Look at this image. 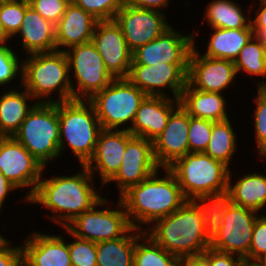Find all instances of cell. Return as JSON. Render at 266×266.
<instances>
[{"instance_id": "52a82bcc", "label": "cell", "mask_w": 266, "mask_h": 266, "mask_svg": "<svg viewBox=\"0 0 266 266\" xmlns=\"http://www.w3.org/2000/svg\"><path fill=\"white\" fill-rule=\"evenodd\" d=\"M58 118L60 156L70 149L79 165H86L94 155L102 130L93 105L88 100L58 102Z\"/></svg>"}, {"instance_id": "60d3db41", "label": "cell", "mask_w": 266, "mask_h": 266, "mask_svg": "<svg viewBox=\"0 0 266 266\" xmlns=\"http://www.w3.org/2000/svg\"><path fill=\"white\" fill-rule=\"evenodd\" d=\"M266 254V212L259 215L253 227L249 258L259 259Z\"/></svg>"}, {"instance_id": "f6af8a7d", "label": "cell", "mask_w": 266, "mask_h": 266, "mask_svg": "<svg viewBox=\"0 0 266 266\" xmlns=\"http://www.w3.org/2000/svg\"><path fill=\"white\" fill-rule=\"evenodd\" d=\"M171 0H123L124 5L140 8L150 9L164 12L163 10L169 9Z\"/></svg>"}, {"instance_id": "484cf974", "label": "cell", "mask_w": 266, "mask_h": 266, "mask_svg": "<svg viewBox=\"0 0 266 266\" xmlns=\"http://www.w3.org/2000/svg\"><path fill=\"white\" fill-rule=\"evenodd\" d=\"M226 94L199 91L188 83L180 95V106L191 116L220 122L230 119Z\"/></svg>"}, {"instance_id": "7402d4cb", "label": "cell", "mask_w": 266, "mask_h": 266, "mask_svg": "<svg viewBox=\"0 0 266 266\" xmlns=\"http://www.w3.org/2000/svg\"><path fill=\"white\" fill-rule=\"evenodd\" d=\"M178 99L147 95L138 108L129 132L136 137L155 140L165 129Z\"/></svg>"}, {"instance_id": "7dc6e473", "label": "cell", "mask_w": 266, "mask_h": 266, "mask_svg": "<svg viewBox=\"0 0 266 266\" xmlns=\"http://www.w3.org/2000/svg\"><path fill=\"white\" fill-rule=\"evenodd\" d=\"M179 266H210V263L203 255L187 256L179 259Z\"/></svg>"}, {"instance_id": "ee69618b", "label": "cell", "mask_w": 266, "mask_h": 266, "mask_svg": "<svg viewBox=\"0 0 266 266\" xmlns=\"http://www.w3.org/2000/svg\"><path fill=\"white\" fill-rule=\"evenodd\" d=\"M210 263V266H243V258L207 248L202 254Z\"/></svg>"}, {"instance_id": "f35d334b", "label": "cell", "mask_w": 266, "mask_h": 266, "mask_svg": "<svg viewBox=\"0 0 266 266\" xmlns=\"http://www.w3.org/2000/svg\"><path fill=\"white\" fill-rule=\"evenodd\" d=\"M213 121L189 115V152H204L210 141Z\"/></svg>"}, {"instance_id": "277c9868", "label": "cell", "mask_w": 266, "mask_h": 266, "mask_svg": "<svg viewBox=\"0 0 266 266\" xmlns=\"http://www.w3.org/2000/svg\"><path fill=\"white\" fill-rule=\"evenodd\" d=\"M22 86L38 103L73 100L69 63L65 52L56 50L23 57Z\"/></svg>"}, {"instance_id": "1f68e13d", "label": "cell", "mask_w": 266, "mask_h": 266, "mask_svg": "<svg viewBox=\"0 0 266 266\" xmlns=\"http://www.w3.org/2000/svg\"><path fill=\"white\" fill-rule=\"evenodd\" d=\"M236 72L250 77H262L264 80L255 81L256 88H266V46L258 42L253 36L240 50L234 61ZM241 72V73H240Z\"/></svg>"}, {"instance_id": "b9f144b4", "label": "cell", "mask_w": 266, "mask_h": 266, "mask_svg": "<svg viewBox=\"0 0 266 266\" xmlns=\"http://www.w3.org/2000/svg\"><path fill=\"white\" fill-rule=\"evenodd\" d=\"M5 235L0 239V266H21V245H15Z\"/></svg>"}, {"instance_id": "ac0fdd59", "label": "cell", "mask_w": 266, "mask_h": 266, "mask_svg": "<svg viewBox=\"0 0 266 266\" xmlns=\"http://www.w3.org/2000/svg\"><path fill=\"white\" fill-rule=\"evenodd\" d=\"M91 42L114 78L128 77L132 51L128 48L121 27L115 20L98 21Z\"/></svg>"}, {"instance_id": "7a4b0ae2", "label": "cell", "mask_w": 266, "mask_h": 266, "mask_svg": "<svg viewBox=\"0 0 266 266\" xmlns=\"http://www.w3.org/2000/svg\"><path fill=\"white\" fill-rule=\"evenodd\" d=\"M144 232L179 259L202 255L211 244V202L187 200Z\"/></svg>"}, {"instance_id": "5b68a950", "label": "cell", "mask_w": 266, "mask_h": 266, "mask_svg": "<svg viewBox=\"0 0 266 266\" xmlns=\"http://www.w3.org/2000/svg\"><path fill=\"white\" fill-rule=\"evenodd\" d=\"M168 169L187 200L211 202L226 197L230 169L204 152H189Z\"/></svg>"}, {"instance_id": "d4e9b609", "label": "cell", "mask_w": 266, "mask_h": 266, "mask_svg": "<svg viewBox=\"0 0 266 266\" xmlns=\"http://www.w3.org/2000/svg\"><path fill=\"white\" fill-rule=\"evenodd\" d=\"M18 84L19 87L15 89H5V91L1 89L0 137H13L20 129L28 113L38 103L22 86V82Z\"/></svg>"}, {"instance_id": "ab89813d", "label": "cell", "mask_w": 266, "mask_h": 266, "mask_svg": "<svg viewBox=\"0 0 266 266\" xmlns=\"http://www.w3.org/2000/svg\"><path fill=\"white\" fill-rule=\"evenodd\" d=\"M71 0H28L29 6L38 12L44 19L56 25Z\"/></svg>"}, {"instance_id": "7bdbcfd3", "label": "cell", "mask_w": 266, "mask_h": 266, "mask_svg": "<svg viewBox=\"0 0 266 266\" xmlns=\"http://www.w3.org/2000/svg\"><path fill=\"white\" fill-rule=\"evenodd\" d=\"M257 4L255 0L256 11H254V17L250 18L251 27L253 30V37L260 42L262 45L266 46V0H258Z\"/></svg>"}, {"instance_id": "5bb4252c", "label": "cell", "mask_w": 266, "mask_h": 266, "mask_svg": "<svg viewBox=\"0 0 266 266\" xmlns=\"http://www.w3.org/2000/svg\"><path fill=\"white\" fill-rule=\"evenodd\" d=\"M193 33L194 46L189 55L187 83L199 91L214 93H223L230 89V86L234 87L238 77L234 61L200 54L195 36L199 34V31Z\"/></svg>"}, {"instance_id": "836d02e7", "label": "cell", "mask_w": 266, "mask_h": 266, "mask_svg": "<svg viewBox=\"0 0 266 266\" xmlns=\"http://www.w3.org/2000/svg\"><path fill=\"white\" fill-rule=\"evenodd\" d=\"M9 42L0 41V87L4 90L10 89V87L11 89L18 88V85L14 81L18 83L20 80L22 82L23 57H19L21 54H18V50L16 51L14 47L12 48V44ZM16 85L17 87H15Z\"/></svg>"}, {"instance_id": "681fc988", "label": "cell", "mask_w": 266, "mask_h": 266, "mask_svg": "<svg viewBox=\"0 0 266 266\" xmlns=\"http://www.w3.org/2000/svg\"><path fill=\"white\" fill-rule=\"evenodd\" d=\"M11 39L4 33L0 20V41H10Z\"/></svg>"}, {"instance_id": "816d5d0a", "label": "cell", "mask_w": 266, "mask_h": 266, "mask_svg": "<svg viewBox=\"0 0 266 266\" xmlns=\"http://www.w3.org/2000/svg\"><path fill=\"white\" fill-rule=\"evenodd\" d=\"M0 1H16V0H0Z\"/></svg>"}, {"instance_id": "9c48e42d", "label": "cell", "mask_w": 266, "mask_h": 266, "mask_svg": "<svg viewBox=\"0 0 266 266\" xmlns=\"http://www.w3.org/2000/svg\"><path fill=\"white\" fill-rule=\"evenodd\" d=\"M146 96L127 78H115L88 101L93 105L102 129L129 131Z\"/></svg>"}, {"instance_id": "8fae6325", "label": "cell", "mask_w": 266, "mask_h": 266, "mask_svg": "<svg viewBox=\"0 0 266 266\" xmlns=\"http://www.w3.org/2000/svg\"><path fill=\"white\" fill-rule=\"evenodd\" d=\"M65 54L69 63L73 100H89L115 79L91 41L73 46Z\"/></svg>"}, {"instance_id": "74e56055", "label": "cell", "mask_w": 266, "mask_h": 266, "mask_svg": "<svg viewBox=\"0 0 266 266\" xmlns=\"http://www.w3.org/2000/svg\"><path fill=\"white\" fill-rule=\"evenodd\" d=\"M98 21L114 20L123 0H71Z\"/></svg>"}, {"instance_id": "e575fe53", "label": "cell", "mask_w": 266, "mask_h": 266, "mask_svg": "<svg viewBox=\"0 0 266 266\" xmlns=\"http://www.w3.org/2000/svg\"><path fill=\"white\" fill-rule=\"evenodd\" d=\"M257 95L253 97L255 102V109L253 111L254 119L251 123L253 128L255 129V143L256 152L258 153V157H261V161L266 160V88H256Z\"/></svg>"}, {"instance_id": "6da1fadb", "label": "cell", "mask_w": 266, "mask_h": 266, "mask_svg": "<svg viewBox=\"0 0 266 266\" xmlns=\"http://www.w3.org/2000/svg\"><path fill=\"white\" fill-rule=\"evenodd\" d=\"M44 174L28 203L48 209L51 214L48 213L45 217L48 216L51 223L62 228L104 197L95 185L96 179L85 165H81L77 173L69 175L55 174L47 178Z\"/></svg>"}, {"instance_id": "d6986e66", "label": "cell", "mask_w": 266, "mask_h": 266, "mask_svg": "<svg viewBox=\"0 0 266 266\" xmlns=\"http://www.w3.org/2000/svg\"><path fill=\"white\" fill-rule=\"evenodd\" d=\"M133 135L127 130L102 129L97 137L93 157L85 165L95 178L99 176L103 186L118 172L125 154L127 142Z\"/></svg>"}, {"instance_id": "4dcf8cb0", "label": "cell", "mask_w": 266, "mask_h": 266, "mask_svg": "<svg viewBox=\"0 0 266 266\" xmlns=\"http://www.w3.org/2000/svg\"><path fill=\"white\" fill-rule=\"evenodd\" d=\"M231 120L213 122L210 141L204 151V153L222 162L229 169H232L230 165H232L233 156L235 157L237 151H239L237 149L238 135Z\"/></svg>"}, {"instance_id": "f546056e", "label": "cell", "mask_w": 266, "mask_h": 266, "mask_svg": "<svg viewBox=\"0 0 266 266\" xmlns=\"http://www.w3.org/2000/svg\"><path fill=\"white\" fill-rule=\"evenodd\" d=\"M143 232L132 227L118 239L97 242V266H133L136 239Z\"/></svg>"}, {"instance_id": "ba28073f", "label": "cell", "mask_w": 266, "mask_h": 266, "mask_svg": "<svg viewBox=\"0 0 266 266\" xmlns=\"http://www.w3.org/2000/svg\"><path fill=\"white\" fill-rule=\"evenodd\" d=\"M57 103H37L13 136L47 170L60 157ZM53 161V162H52Z\"/></svg>"}, {"instance_id": "d6a6232c", "label": "cell", "mask_w": 266, "mask_h": 266, "mask_svg": "<svg viewBox=\"0 0 266 266\" xmlns=\"http://www.w3.org/2000/svg\"><path fill=\"white\" fill-rule=\"evenodd\" d=\"M133 266H179V258L143 232L136 239Z\"/></svg>"}, {"instance_id": "7c38bea8", "label": "cell", "mask_w": 266, "mask_h": 266, "mask_svg": "<svg viewBox=\"0 0 266 266\" xmlns=\"http://www.w3.org/2000/svg\"><path fill=\"white\" fill-rule=\"evenodd\" d=\"M45 168L14 137H0V171L20 191L28 188L20 200L28 203L35 193Z\"/></svg>"}, {"instance_id": "bcb514c9", "label": "cell", "mask_w": 266, "mask_h": 266, "mask_svg": "<svg viewBox=\"0 0 266 266\" xmlns=\"http://www.w3.org/2000/svg\"><path fill=\"white\" fill-rule=\"evenodd\" d=\"M19 190L11 181H9L0 171V214L3 212L5 202L12 192Z\"/></svg>"}, {"instance_id": "f1b7e54d", "label": "cell", "mask_w": 266, "mask_h": 266, "mask_svg": "<svg viewBox=\"0 0 266 266\" xmlns=\"http://www.w3.org/2000/svg\"><path fill=\"white\" fill-rule=\"evenodd\" d=\"M212 34L209 35L208 43L205 48L206 51L199 52L206 56L217 59H226L235 61L240 50L253 36L252 28L243 29H222L210 28Z\"/></svg>"}, {"instance_id": "cb8c5ba5", "label": "cell", "mask_w": 266, "mask_h": 266, "mask_svg": "<svg viewBox=\"0 0 266 266\" xmlns=\"http://www.w3.org/2000/svg\"><path fill=\"white\" fill-rule=\"evenodd\" d=\"M98 20L70 1L60 21L55 25L57 51L90 42Z\"/></svg>"}, {"instance_id": "83f0119b", "label": "cell", "mask_w": 266, "mask_h": 266, "mask_svg": "<svg viewBox=\"0 0 266 266\" xmlns=\"http://www.w3.org/2000/svg\"><path fill=\"white\" fill-rule=\"evenodd\" d=\"M235 0H212L205 8L202 24L207 22L209 28L243 29L251 27V15L256 6L253 3L247 11ZM247 12L248 14H245ZM251 13V14H250Z\"/></svg>"}, {"instance_id": "d590c367", "label": "cell", "mask_w": 266, "mask_h": 266, "mask_svg": "<svg viewBox=\"0 0 266 266\" xmlns=\"http://www.w3.org/2000/svg\"><path fill=\"white\" fill-rule=\"evenodd\" d=\"M28 0L0 1V20L4 33L11 39L22 25Z\"/></svg>"}, {"instance_id": "e0dca14e", "label": "cell", "mask_w": 266, "mask_h": 266, "mask_svg": "<svg viewBox=\"0 0 266 266\" xmlns=\"http://www.w3.org/2000/svg\"><path fill=\"white\" fill-rule=\"evenodd\" d=\"M159 168L154 158L153 141L133 136L127 142L118 172L103 187L110 183L116 184L120 197L130 187L138 185Z\"/></svg>"}, {"instance_id": "2e32d148", "label": "cell", "mask_w": 266, "mask_h": 266, "mask_svg": "<svg viewBox=\"0 0 266 266\" xmlns=\"http://www.w3.org/2000/svg\"><path fill=\"white\" fill-rule=\"evenodd\" d=\"M166 12L124 5L114 20L121 27L128 48L133 52L159 37L172 25Z\"/></svg>"}, {"instance_id": "8992f818", "label": "cell", "mask_w": 266, "mask_h": 266, "mask_svg": "<svg viewBox=\"0 0 266 266\" xmlns=\"http://www.w3.org/2000/svg\"><path fill=\"white\" fill-rule=\"evenodd\" d=\"M260 213L226 197L211 201V244L214 250L249 257L253 227Z\"/></svg>"}, {"instance_id": "ffe728a7", "label": "cell", "mask_w": 266, "mask_h": 266, "mask_svg": "<svg viewBox=\"0 0 266 266\" xmlns=\"http://www.w3.org/2000/svg\"><path fill=\"white\" fill-rule=\"evenodd\" d=\"M64 236V237H63ZM21 245V266H72L65 234L31 231ZM66 241V242H65Z\"/></svg>"}, {"instance_id": "3957f363", "label": "cell", "mask_w": 266, "mask_h": 266, "mask_svg": "<svg viewBox=\"0 0 266 266\" xmlns=\"http://www.w3.org/2000/svg\"><path fill=\"white\" fill-rule=\"evenodd\" d=\"M160 170L164 175L161 176ZM118 198L132 227L142 231L158 219L172 214L187 201L175 175L168 168H159Z\"/></svg>"}, {"instance_id": "f907efd6", "label": "cell", "mask_w": 266, "mask_h": 266, "mask_svg": "<svg viewBox=\"0 0 266 266\" xmlns=\"http://www.w3.org/2000/svg\"><path fill=\"white\" fill-rule=\"evenodd\" d=\"M264 264H266V254L259 258Z\"/></svg>"}, {"instance_id": "30bf717a", "label": "cell", "mask_w": 266, "mask_h": 266, "mask_svg": "<svg viewBox=\"0 0 266 266\" xmlns=\"http://www.w3.org/2000/svg\"><path fill=\"white\" fill-rule=\"evenodd\" d=\"M106 197L77 216L65 228L75 237L95 243L124 236L132 228L124 205L118 198L115 207L111 206L115 203Z\"/></svg>"}, {"instance_id": "c3c4849f", "label": "cell", "mask_w": 266, "mask_h": 266, "mask_svg": "<svg viewBox=\"0 0 266 266\" xmlns=\"http://www.w3.org/2000/svg\"><path fill=\"white\" fill-rule=\"evenodd\" d=\"M243 266H266L260 259L243 258Z\"/></svg>"}, {"instance_id": "8d00e7d4", "label": "cell", "mask_w": 266, "mask_h": 266, "mask_svg": "<svg viewBox=\"0 0 266 266\" xmlns=\"http://www.w3.org/2000/svg\"><path fill=\"white\" fill-rule=\"evenodd\" d=\"M66 235L72 241L68 242L72 266H97L96 243L75 237L66 228H63Z\"/></svg>"}, {"instance_id": "603a6c76", "label": "cell", "mask_w": 266, "mask_h": 266, "mask_svg": "<svg viewBox=\"0 0 266 266\" xmlns=\"http://www.w3.org/2000/svg\"><path fill=\"white\" fill-rule=\"evenodd\" d=\"M18 37L21 41L16 45L21 44L19 46H22V51L20 50L19 53L24 52L22 56L36 53H49L57 50L55 43V25L51 21L44 19L30 6L26 8L22 25L11 38V43L13 41L15 42L14 39H18Z\"/></svg>"}, {"instance_id": "44dd1931", "label": "cell", "mask_w": 266, "mask_h": 266, "mask_svg": "<svg viewBox=\"0 0 266 266\" xmlns=\"http://www.w3.org/2000/svg\"><path fill=\"white\" fill-rule=\"evenodd\" d=\"M189 114L179 105L163 132L153 140V153L160 168H168L189 153Z\"/></svg>"}, {"instance_id": "4fadbf2b", "label": "cell", "mask_w": 266, "mask_h": 266, "mask_svg": "<svg viewBox=\"0 0 266 266\" xmlns=\"http://www.w3.org/2000/svg\"><path fill=\"white\" fill-rule=\"evenodd\" d=\"M187 71L188 63L131 65L127 79L146 95L179 100L187 84Z\"/></svg>"}, {"instance_id": "9a60e30c", "label": "cell", "mask_w": 266, "mask_h": 266, "mask_svg": "<svg viewBox=\"0 0 266 266\" xmlns=\"http://www.w3.org/2000/svg\"><path fill=\"white\" fill-rule=\"evenodd\" d=\"M187 34L171 25L159 37L133 51L131 65L188 63L194 46V33Z\"/></svg>"}, {"instance_id": "4316f807", "label": "cell", "mask_w": 266, "mask_h": 266, "mask_svg": "<svg viewBox=\"0 0 266 266\" xmlns=\"http://www.w3.org/2000/svg\"><path fill=\"white\" fill-rule=\"evenodd\" d=\"M230 169L226 198L236 205L255 210H266V173L246 172L236 182ZM234 182V183H233ZM261 211V212H260Z\"/></svg>"}]
</instances>
